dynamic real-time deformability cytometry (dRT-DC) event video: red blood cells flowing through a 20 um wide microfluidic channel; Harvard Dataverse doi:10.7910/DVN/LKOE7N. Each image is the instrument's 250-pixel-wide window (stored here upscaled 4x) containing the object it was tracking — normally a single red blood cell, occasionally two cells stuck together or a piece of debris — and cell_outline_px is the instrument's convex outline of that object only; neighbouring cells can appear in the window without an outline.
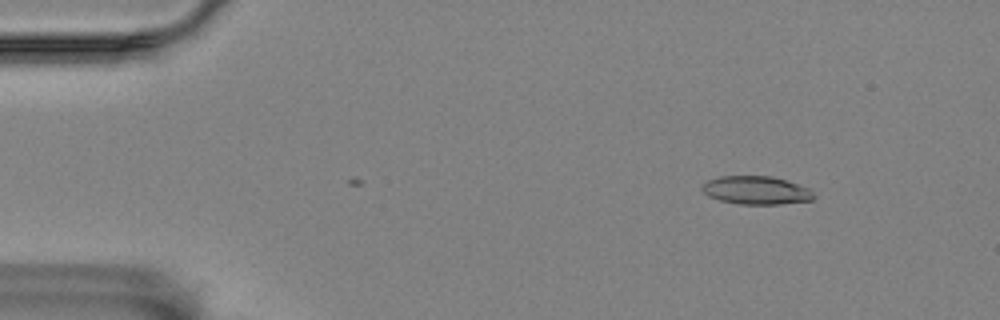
{"species": "Egyptian fruit bat (a non-hibernating species)", "species_latin": "Rousettus aegyptiacus", "temperature_condition": "room temperature", "stored_images_in_passage": 3, "camera_frame_rate_fps": 3000, "um_per_image_px": 0.085, "animal": {"sex": "female"}, "frame": {"image": 1, "passage_image": 3, "time_ms": 3.0, "image_size_px": [1000, 320], "cell_outline_px": [[816, 196], [812, 200], [780, 204], [736, 204], [720, 200], [708, 196], [700, 188], [708, 180], [720, 176], [772, 176], [808, 188]], "centroid_in_image_um": [64.26, 16.18], "position_along_channel_um": 20.7, "area_um2": 18.26}}